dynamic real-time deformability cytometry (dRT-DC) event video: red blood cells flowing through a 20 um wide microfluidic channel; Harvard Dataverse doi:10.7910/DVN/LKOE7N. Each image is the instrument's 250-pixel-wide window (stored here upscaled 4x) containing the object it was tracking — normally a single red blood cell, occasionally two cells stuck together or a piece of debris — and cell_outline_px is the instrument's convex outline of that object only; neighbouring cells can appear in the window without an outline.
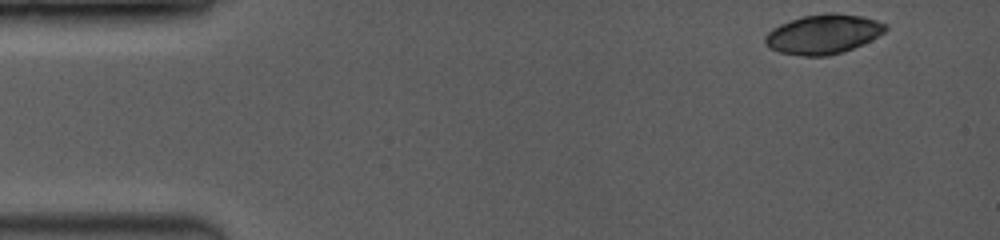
{"species": "common noctule bat (a hibernating species)", "species_latin": "Nyctalus noctula", "temperature_condition": "room temperature", "stored_images_in_passage": 5, "camera_frame_rate_fps": 3500, "um_per_image_px": 0.085, "animal": {"sex": "female", "body_mass_g": 19.0, "forearm_length_mm": 53.3}, "frame": {"image": 1, "passage_image": 1, "time_ms": 0.0, "image_size_px": [1000, 240], "cell_outline_px": [[888, 28], [884, 32], [844, 52], [828, 56], [804, 56], [780, 52], [768, 48], [764, 44], [764, 36], [772, 28], [780, 24], [804, 16], [828, 12], [832, 12], [864, 16], [888, 24]], "centroid_in_image_um": [69.95, 2.9], "position_along_channel_um": 15.1, "area_um2": 27.69}}